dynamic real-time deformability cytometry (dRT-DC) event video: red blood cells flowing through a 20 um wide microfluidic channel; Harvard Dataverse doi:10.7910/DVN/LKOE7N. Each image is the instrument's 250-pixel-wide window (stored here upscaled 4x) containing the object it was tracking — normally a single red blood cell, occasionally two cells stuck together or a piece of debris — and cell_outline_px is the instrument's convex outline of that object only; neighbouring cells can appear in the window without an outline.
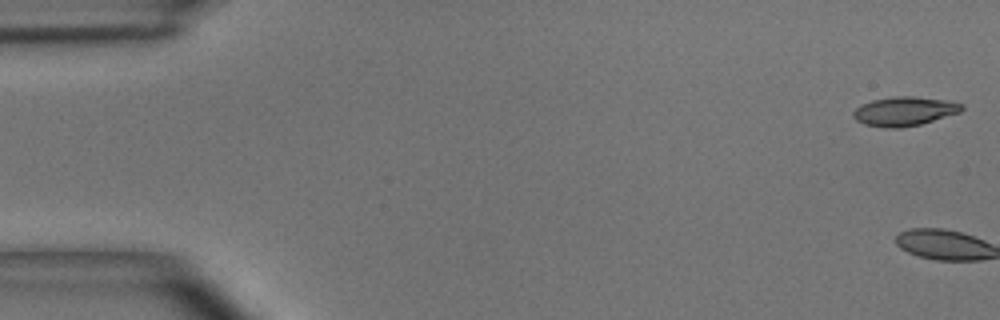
{"species": "common noctule bat (a hibernating species)", "species_latin": "Nyctalus noctula", "temperature_condition": "room temperature", "stored_images_in_passage": 3, "camera_frame_rate_fps": 3000, "um_per_image_px": 0.085, "animal": {"sex": "male", "body_mass_g": 15.6}, "frame": {"image": 1, "passage_image": 1, "time_ms": 0.0, "image_size_px": [1000, 320], "cell_outline_px": [[964, 108], [960, 112], [920, 124], [900, 128], [884, 128], [864, 124], [856, 120], [852, 116], [852, 112], [860, 104], [872, 100], [892, 96], [912, 96], [944, 100], [964, 104]], "centroid_in_image_um": [76.83, 9.45], "position_along_channel_um": 8.2, "area_um2": 18.44}}